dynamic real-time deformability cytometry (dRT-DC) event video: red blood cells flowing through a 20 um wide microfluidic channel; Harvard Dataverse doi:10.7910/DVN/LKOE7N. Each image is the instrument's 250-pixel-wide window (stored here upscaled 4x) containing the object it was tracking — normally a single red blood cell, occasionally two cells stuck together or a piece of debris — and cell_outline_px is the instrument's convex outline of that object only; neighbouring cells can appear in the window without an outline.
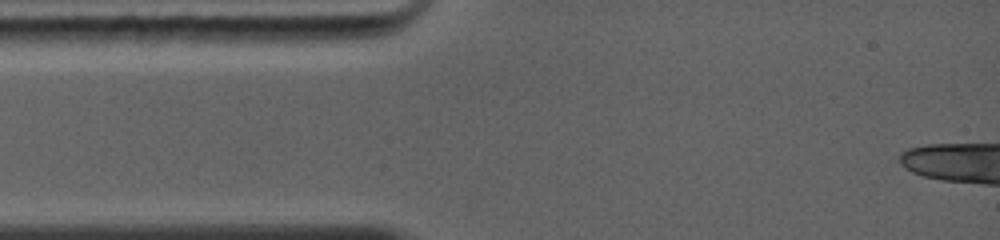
{"species": "common noctule bat (a hibernating species)", "species_latin": "Nyctalus noctula", "temperature_condition": "warm", "stored_images_in_passage": 1, "camera_frame_rate_fps": 5000, "um_per_image_px": 0.085, "animal": {"sex": "female", "body_mass_g": 19.0, "forearm_length_mm": 56.7}, "frame": {"image": 1, "passage_image": 1, "time_ms": 0.0, "image_size_px": [1000, 240], "cell_outline_px": [[956, 180], [948, 184], [912, 172], [876, 144], [876, 124], [944, 132], [952, 144]], "centroid_in_image_um": [78.14, 12.83], "position_along_channel_um": 6.9, "area_um2": 22.37}}